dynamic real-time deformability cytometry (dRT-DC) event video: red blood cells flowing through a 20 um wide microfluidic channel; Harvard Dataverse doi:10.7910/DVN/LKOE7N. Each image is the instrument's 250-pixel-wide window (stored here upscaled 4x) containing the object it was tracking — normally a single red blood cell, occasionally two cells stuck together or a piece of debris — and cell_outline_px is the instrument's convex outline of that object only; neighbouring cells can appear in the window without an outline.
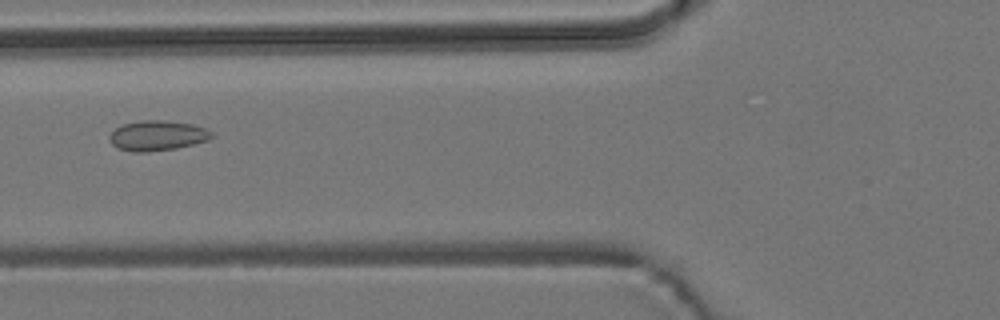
{"species": "common noctule bat (a hibernating species)", "species_latin": "Nyctalus noctula", "temperature_condition": "room temperature", "stored_images_in_passage": 6, "camera_frame_rate_fps": 3000, "um_per_image_px": 0.085, "animal": {"sex": "male", "body_mass_g": 19.2, "forearm_length_mm": 51.8}, "frame": {"image": 1, "passage_image": 3, "time_ms": 3.333, "image_size_px": [1000, 320], "cell_outline_px": [[216, 136], [208, 140], [176, 148], [148, 152], [132, 152], [116, 148], [112, 144], [108, 136], [116, 128], [124, 124], [140, 120], [164, 120], [192, 124], [204, 128], [212, 132]], "centroid_in_image_um": [13.37, 11.53], "position_along_channel_um": 112.4, "area_um2": 17.98}}
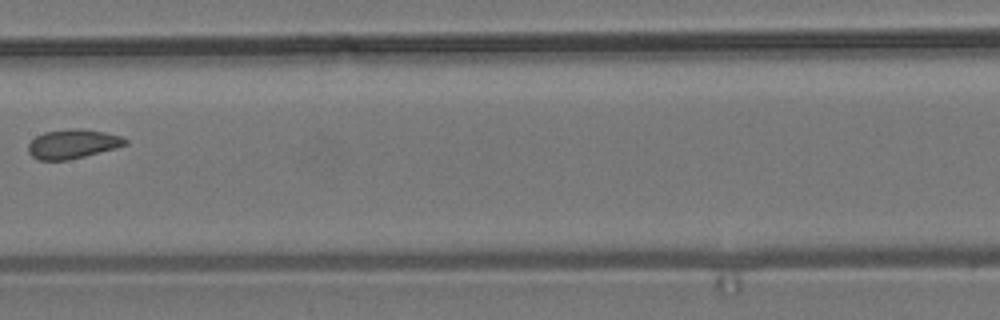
{"frame": {"image": 2, "passage_image": 5, "time_ms": 5.667, "image_size_px": [1000, 320], "cell_outline_px": [[128, 144], [116, 148], [68, 160], [40, 160], [32, 156], [28, 152], [28, 144], [36, 136], [44, 132], [68, 128], [84, 128], [104, 132], [120, 136], [128, 140]], "centroid_in_image_um": [6.18, 12.22], "position_along_channel_um": 201.2, "area_um2": 16.59}}
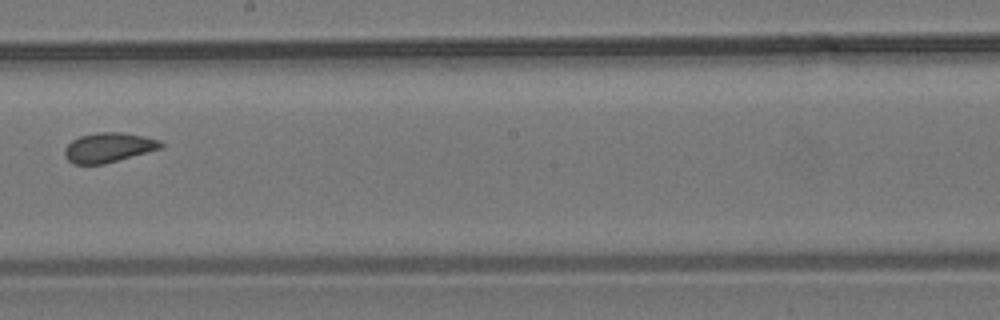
{"frame": {"image": 3, "passage_image": 6, "time_ms": 6.667, "image_size_px": [1000, 320], "cell_outline_px": [[164, 144], [160, 148], [148, 152], [104, 164], [72, 164], [64, 156], [64, 148], [72, 140], [80, 136], [96, 132], [120, 132], [144, 136], [160, 140]], "centroid_in_image_um": [9.2, 12.54], "position_along_channel_um": 239.0, "area_um2": 16.65}}